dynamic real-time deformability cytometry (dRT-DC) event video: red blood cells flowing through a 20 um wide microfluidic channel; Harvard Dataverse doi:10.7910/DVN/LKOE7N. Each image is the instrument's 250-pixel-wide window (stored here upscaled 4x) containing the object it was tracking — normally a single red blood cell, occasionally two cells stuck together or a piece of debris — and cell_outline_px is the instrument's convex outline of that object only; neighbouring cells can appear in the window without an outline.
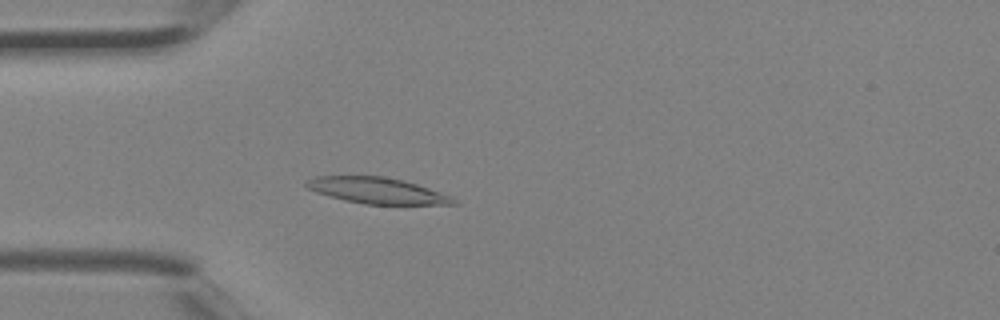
{"species": "Egyptian fruit bat (a non-hibernating species)", "species_latin": "Rousettus aegyptiacus", "temperature_condition": "room temperature", "stored_images_in_passage": 4, "camera_frame_rate_fps": 3000, "um_per_image_px": 0.085, "animal": {"sex": "female"}, "frame": {"image": 1, "passage_image": 4, "time_ms": 1.0, "image_size_px": [1000, 320], "cell_outline_px": [[460, 204], [364, 204], [344, 200], [316, 192], [308, 188], [304, 184], [304, 180], [316, 176], [384, 176], [404, 180], [452, 196]], "centroid_in_image_um": [32.03, 16.19], "position_along_channel_um": 53.0, "area_um2": 22.31}}